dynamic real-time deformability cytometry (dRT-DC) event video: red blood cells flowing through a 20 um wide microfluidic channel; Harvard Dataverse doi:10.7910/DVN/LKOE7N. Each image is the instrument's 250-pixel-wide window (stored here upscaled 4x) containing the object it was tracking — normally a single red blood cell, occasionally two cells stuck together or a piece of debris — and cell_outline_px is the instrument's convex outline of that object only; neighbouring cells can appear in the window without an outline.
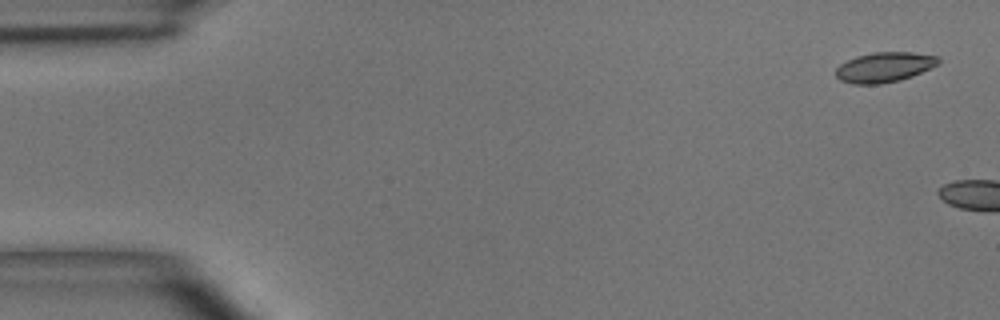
{"species": "common noctule bat (a hibernating species)", "species_latin": "Nyctalus noctula", "temperature_condition": "room temperature", "stored_images_in_passage": 2, "camera_frame_rate_fps": 3000, "um_per_image_px": 0.085, "animal": {"sex": "male", "body_mass_g": 15.6}, "frame": {"image": 1, "passage_image": 1, "time_ms": 0.0, "image_size_px": [1000, 320], "cell_outline_px": [[940, 64], [912, 76], [900, 80], [880, 84], [852, 84], [840, 80], [836, 76], [836, 68], [840, 64], [856, 56], [872, 52], [912, 52], [940, 56]], "centroid_in_image_um": [75.19, 5.7], "position_along_channel_um": 9.8, "area_um2": 18.09}}